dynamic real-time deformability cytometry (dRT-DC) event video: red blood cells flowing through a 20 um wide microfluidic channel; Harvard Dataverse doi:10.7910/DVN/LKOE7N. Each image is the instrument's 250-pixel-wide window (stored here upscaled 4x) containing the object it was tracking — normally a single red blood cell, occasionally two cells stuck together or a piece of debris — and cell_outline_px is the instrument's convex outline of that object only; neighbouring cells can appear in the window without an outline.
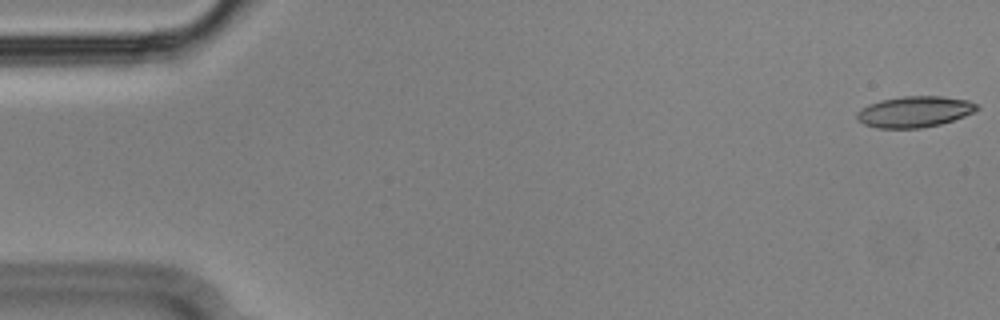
{"species": "Egyptian fruit bat (a non-hibernating species)", "species_latin": "Rousettus aegyptiacus", "temperature_condition": "cold", "stored_images_in_passage": 17, "camera_frame_rate_fps": 3000, "um_per_image_px": 0.085, "animal": {"sex": "male"}, "frame": {"image": 1, "passage_image": 1, "time_ms": 0.0, "image_size_px": [1000, 320], "cell_outline_px": [[980, 108], [976, 112], [940, 124], [920, 128], [876, 128], [864, 124], [856, 116], [856, 112], [868, 104], [880, 100], [904, 96], [940, 96], [968, 100], [976, 104]], "centroid_in_image_um": [77.74, 9.49], "position_along_channel_um": 7.3, "area_um2": 21.68}}
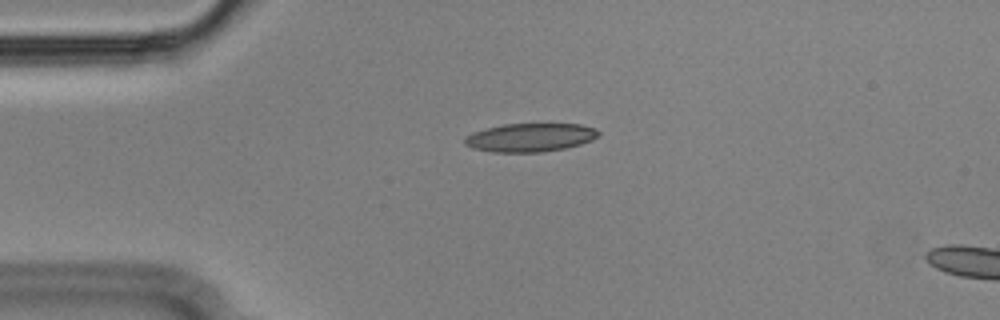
{"frame": {"image": 2, "passage_image": 13, "time_ms": 4.0, "image_size_px": [1000, 320], "cell_outline_px": [[600, 136], [592, 140], [580, 144], [564, 148], [544, 152], [492, 152], [472, 148], [464, 144], [464, 140], [472, 132], [504, 124], [580, 124], [596, 128], [600, 132]], "centroid_in_image_um": [45.1, 11.69], "position_along_channel_um": 39.9, "area_um2": 22.2}}